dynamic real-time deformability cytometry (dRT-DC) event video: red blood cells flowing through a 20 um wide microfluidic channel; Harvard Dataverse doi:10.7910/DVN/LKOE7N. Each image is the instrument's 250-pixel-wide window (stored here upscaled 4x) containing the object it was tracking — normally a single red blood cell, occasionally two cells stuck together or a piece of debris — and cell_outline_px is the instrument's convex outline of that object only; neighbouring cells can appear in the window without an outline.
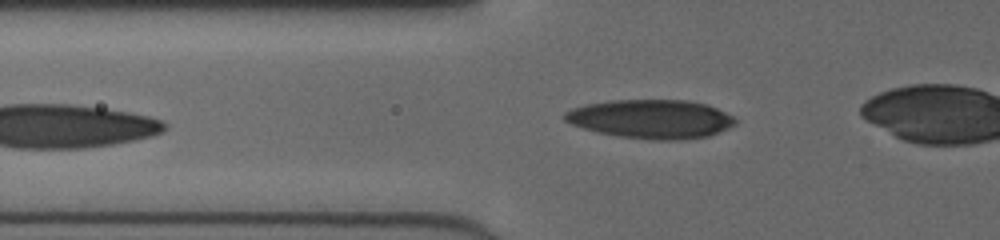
{"species": "human", "species_latin": "Homo sapiens", "temperature_condition": "cold", "stored_images_in_passage": 30, "camera_frame_rate_fps": 3000, "um_per_image_px": 0.085, "donor": {"sex": "female"}, "frame": {"image": 1, "passage_image": 2, "time_ms": 0.333, "image_size_px": [1000, 240], "cell_outline_px": [[736, 124], [728, 128], [708, 136], [676, 140], [652, 140], [620, 136], [596, 132], [572, 124], [564, 120], [564, 112], [572, 108], [584, 104], [608, 100], [688, 100], [704, 104], [716, 108], [732, 116], [736, 120]], "centroid_in_image_um": [55.31, 10.11], "position_along_channel_um": 70.5, "area_um2": 38.55}}
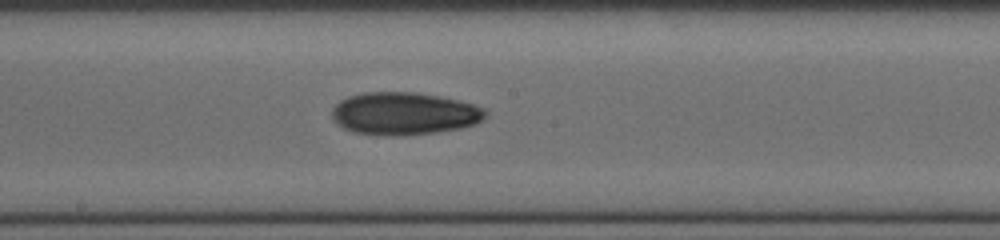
{"frame": {"image": 2, "passage_image": 13, "time_ms": 4.0, "image_size_px": [1000, 240], "cell_outline_px": [[488, 112], [476, 124], [460, 128], [436, 132], [384, 136], [352, 132], [344, 128], [332, 120], [332, 108], [340, 100], [348, 96], [364, 92], [416, 92], [440, 96], [472, 104], [484, 108]], "centroid_in_image_um": [34.31, 9.65], "position_along_channel_um": 213.9, "area_um2": 38.03}}
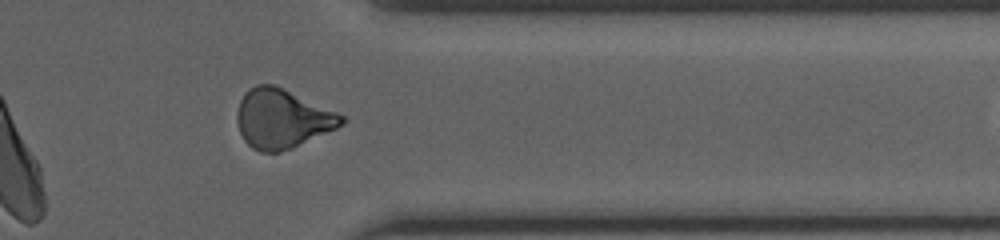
{"frame": {"image": 3, "passage_image": 26, "time_ms": 8.333, "image_size_px": [1000, 240], "cell_outline_px": [[344, 124], [336, 128], [292, 148], [280, 152], [260, 152], [252, 148], [244, 140], [240, 132], [236, 120], [236, 112], [240, 100], [244, 92], [248, 88], [256, 84], [276, 84], [336, 112], [344, 116]], "centroid_in_image_um": [23.94, 10.07], "position_along_channel_um": 387.5, "area_um2": 36.07}}